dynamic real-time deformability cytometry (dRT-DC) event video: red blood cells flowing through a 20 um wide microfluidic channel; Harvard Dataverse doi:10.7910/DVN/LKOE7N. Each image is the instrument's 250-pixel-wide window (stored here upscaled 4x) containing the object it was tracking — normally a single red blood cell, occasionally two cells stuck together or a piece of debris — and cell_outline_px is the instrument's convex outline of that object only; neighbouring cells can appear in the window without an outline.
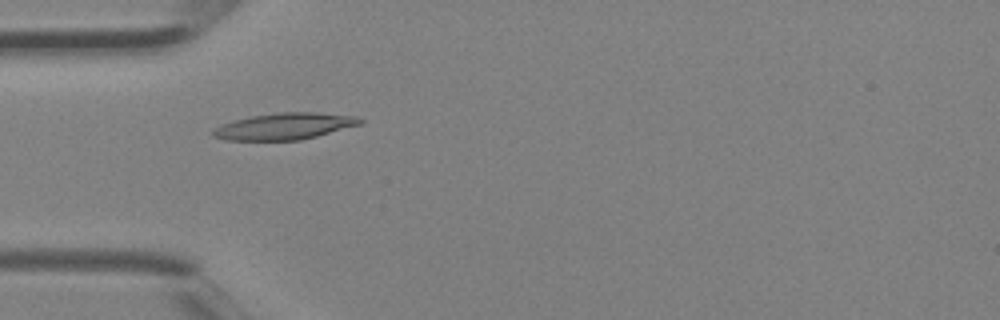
{"species": "Egyptian fruit bat (a non-hibernating species)", "species_latin": "Rousettus aegyptiacus", "temperature_condition": "room temperature", "stored_images_in_passage": 3, "camera_frame_rate_fps": 3000, "um_per_image_px": 0.085, "animal": {"sex": "female"}, "frame": {"image": 1, "passage_image": 2, "time_ms": 0.333, "image_size_px": [1000, 320], "cell_outline_px": [[364, 120], [360, 124], [316, 136], [300, 140], [228, 140], [212, 136], [212, 132], [216, 128], [224, 124], [236, 120], [252, 116], [280, 112], [316, 112], [360, 116]], "centroid_in_image_um": [24.24, 10.72], "position_along_channel_um": 60.8, "area_um2": 22.48}}
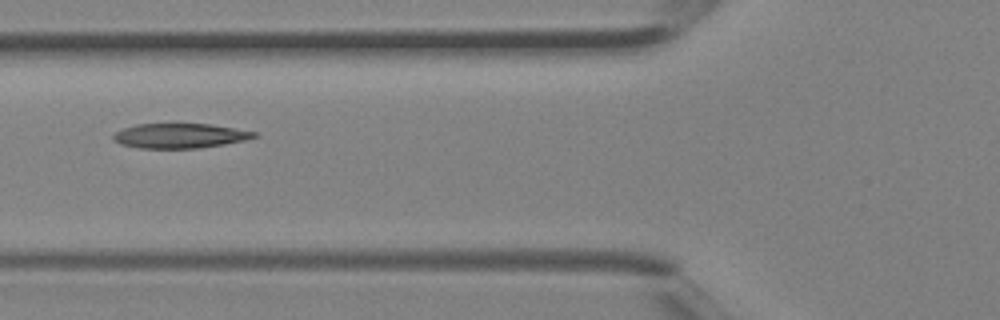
{"frame": {"image": 2, "passage_image": 3, "time_ms": 0.667, "image_size_px": [1000, 320], "cell_outline_px": [[256, 136], [244, 140], [224, 144], [196, 148], [140, 148], [120, 144], [112, 140], [112, 136], [116, 132], [124, 128], [136, 124], [212, 124], [256, 132]], "centroid_in_image_um": [15.24, 11.54], "position_along_channel_um": 110.6, "area_um2": 20.11}}